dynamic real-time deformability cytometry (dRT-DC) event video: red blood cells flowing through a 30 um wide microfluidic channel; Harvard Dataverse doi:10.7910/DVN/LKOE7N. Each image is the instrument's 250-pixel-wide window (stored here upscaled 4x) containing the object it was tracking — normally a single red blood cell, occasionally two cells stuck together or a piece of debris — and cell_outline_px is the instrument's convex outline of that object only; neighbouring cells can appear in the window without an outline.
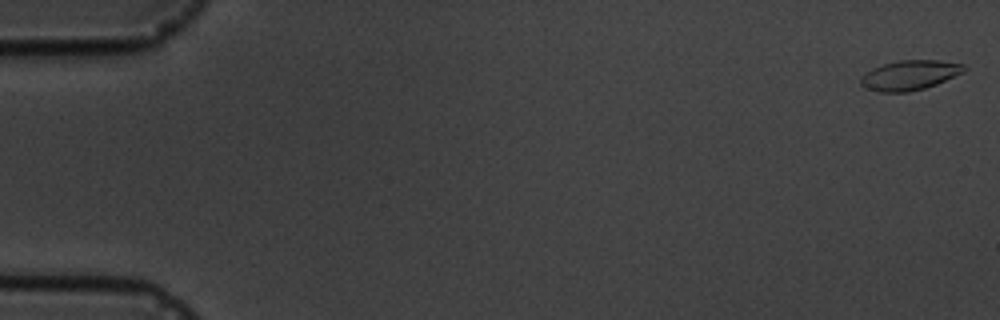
{"species": "common noctule bat (a hibernating species)", "species_latin": "Nyctalus noctula", "temperature_condition": "cold", "stored_images_in_passage": 6, "camera_frame_rate_fps": 3000, "um_per_image_px": 0.085, "animal": {"sex": "male", "body_mass_g": 19.5, "forearm_length_mm": 54.6}, "frame": {"image": 1, "passage_image": 1, "time_ms": 0.0, "image_size_px": [1000, 320], "cell_outline_px": [[968, 68], [964, 72], [936, 84], [924, 88], [908, 92], [880, 92], [864, 88], [860, 84], [860, 76], [872, 68], [884, 64], [900, 60], [936, 60], [964, 64]], "centroid_in_image_um": [77.31, 6.39], "position_along_channel_um": 7.7, "area_um2": 17.98}}